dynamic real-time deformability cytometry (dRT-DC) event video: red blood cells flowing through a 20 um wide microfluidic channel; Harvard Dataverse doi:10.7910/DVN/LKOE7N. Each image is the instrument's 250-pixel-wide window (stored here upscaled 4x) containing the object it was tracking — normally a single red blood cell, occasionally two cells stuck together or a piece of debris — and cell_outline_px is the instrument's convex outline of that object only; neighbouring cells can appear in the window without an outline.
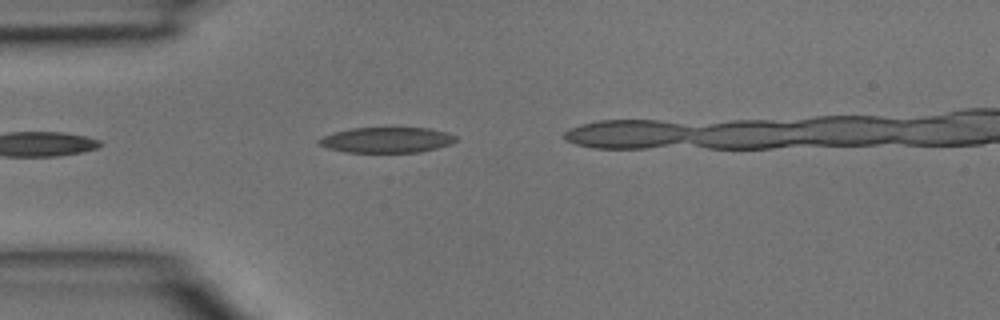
{"species": "common noctule bat (a hibernating species)", "species_latin": "Nyctalus noctula", "temperature_condition": "room temperature", "stored_images_in_passage": 2, "camera_frame_rate_fps": 3000, "um_per_image_px": 0.085, "animal": {"sex": "male", "body_mass_g": 15.6}, "frame": {"image": 1, "passage_image": 1, "time_ms": 0.0, "image_size_px": [1000, 320], "cell_outline_px": [[456, 140], [452, 144], [420, 152], [344, 152], [328, 148], [316, 144], [316, 140], [324, 136], [336, 132], [352, 128], [428, 128], [448, 132], [456, 136]], "centroid_in_image_um": [32.87, 11.9], "position_along_channel_um": 52.1, "area_um2": 20.35}}